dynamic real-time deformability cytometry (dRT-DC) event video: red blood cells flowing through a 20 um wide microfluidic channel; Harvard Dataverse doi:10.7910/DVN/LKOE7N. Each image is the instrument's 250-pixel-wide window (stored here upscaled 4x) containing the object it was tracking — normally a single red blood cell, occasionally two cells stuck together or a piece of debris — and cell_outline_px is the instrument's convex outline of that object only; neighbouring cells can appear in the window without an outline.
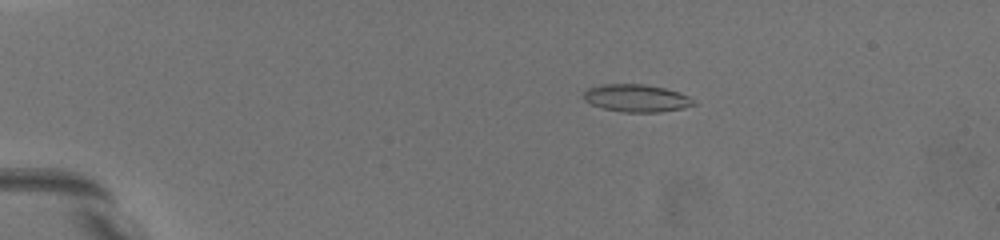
{"species": "common noctule bat (a hibernating species)", "species_latin": "Nyctalus noctula", "temperature_condition": "warm", "stored_images_in_passage": 21, "camera_frame_rate_fps": 3000, "um_per_image_px": 0.085, "animal": {"sex": "female", "body_mass_g": 19.5, "forearm_length_mm": 54.1}, "frame": {"image": 1, "passage_image": 6, "time_ms": 1.333, "image_size_px": [1000, 240], "cell_outline_px": [[696, 104], [684, 108], [660, 112], [620, 112], [604, 108], [592, 104], [584, 100], [584, 92], [588, 88], [600, 84], [644, 84], [664, 88], [688, 96], [696, 100]], "centroid_in_image_um": [54.1, 8.34], "position_along_channel_um": 30.9, "area_um2": 17.63}}
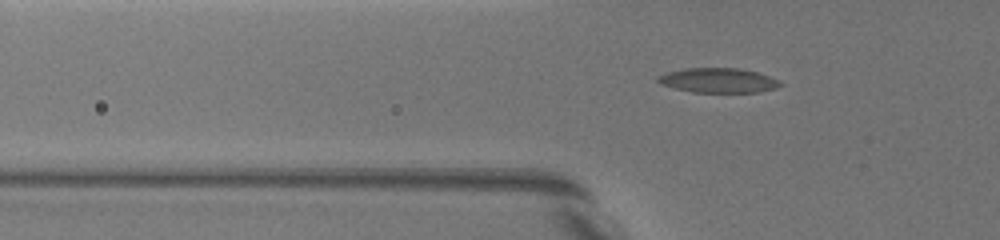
{"frame": {"image": 2, "passage_image": 17, "time_ms": 4.333, "image_size_px": [1000, 240], "cell_outline_px": [[784, 84], [776, 88], [760, 92], [692, 92], [660, 84], [656, 80], [656, 76], [668, 72], [684, 68], [740, 68], [756, 72], [780, 80]], "centroid_in_image_um": [61.06, 6.83], "position_along_channel_um": 64.7, "area_um2": 17.63}}
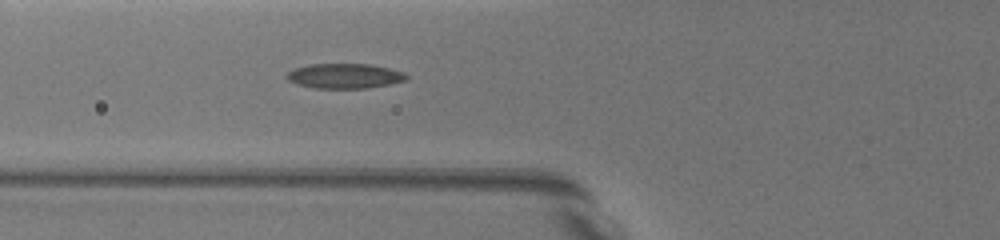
{"frame": {"image": 3, "passage_image": 20, "time_ms": 5.333, "image_size_px": [1000, 240], "cell_outline_px": [[408, 76], [404, 80], [388, 84], [368, 88], [316, 88], [296, 84], [288, 80], [284, 76], [288, 72], [296, 68], [312, 64], [368, 64], [388, 68], [404, 72]], "centroid_in_image_um": [29.26, 6.46], "position_along_channel_um": 96.5, "area_um2": 17.17}}